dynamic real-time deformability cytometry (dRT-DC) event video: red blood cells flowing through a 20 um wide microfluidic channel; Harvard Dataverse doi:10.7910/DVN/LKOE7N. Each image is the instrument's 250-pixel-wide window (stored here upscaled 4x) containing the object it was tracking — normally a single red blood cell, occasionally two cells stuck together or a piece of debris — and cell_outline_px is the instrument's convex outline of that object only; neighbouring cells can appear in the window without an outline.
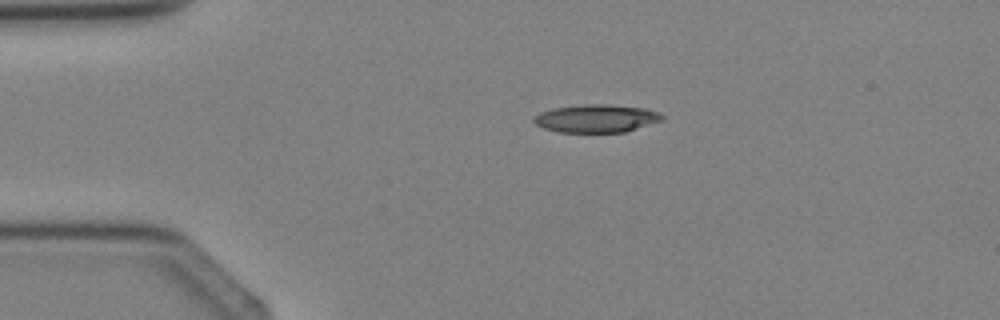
{"species": "Egyptian fruit bat (a non-hibernating species)", "species_latin": "Rousettus aegyptiacus", "temperature_condition": "cold", "stored_images_in_passage": 2, "camera_frame_rate_fps": 3000, "um_per_image_px": 0.085, "animal": {"sex": "female"}, "frame": {"image": 1, "passage_image": 2, "time_ms": 1.333, "image_size_px": [1000, 320], "cell_outline_px": [[664, 120], [624, 132], [556, 132], [544, 128], [536, 124], [532, 120], [540, 112], [552, 108], [584, 104], [608, 104], [644, 108], [656, 112], [664, 116]], "centroid_in_image_um": [50.68, 10.06], "position_along_channel_um": 34.3, "area_um2": 20.87}}